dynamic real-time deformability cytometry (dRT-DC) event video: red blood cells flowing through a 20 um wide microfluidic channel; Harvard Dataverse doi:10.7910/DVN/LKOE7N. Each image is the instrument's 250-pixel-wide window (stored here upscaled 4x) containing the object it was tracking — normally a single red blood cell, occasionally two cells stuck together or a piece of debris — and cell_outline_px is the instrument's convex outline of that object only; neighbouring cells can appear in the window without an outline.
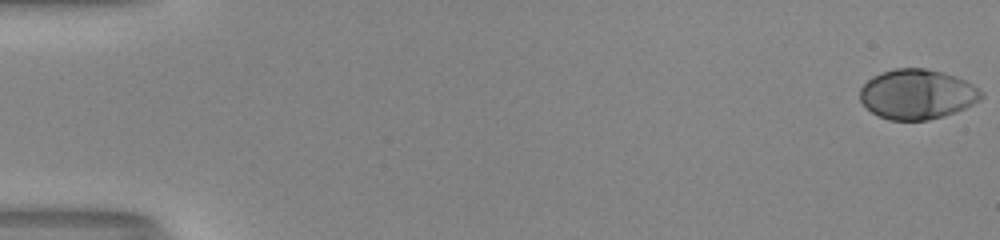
{"species": "human", "species_latin": "Homo sapiens", "temperature_condition": "room temperature", "stored_images_in_passage": 55, "camera_frame_rate_fps": 3000, "um_per_image_px": 0.085, "donor": {"sex": "male"}, "frame": {"image": 1, "passage_image": 1, "time_ms": 0.0, "image_size_px": [1000, 240], "cell_outline_px": [[984, 96], [980, 100], [964, 108], [928, 120], [888, 120], [872, 112], [860, 100], [860, 88], [872, 76], [880, 72], [896, 68], [924, 68], [944, 72], [956, 76], [972, 84], [984, 92]], "centroid_in_image_um": [77.95, 7.99], "position_along_channel_um": 7.0, "area_um2": 35.14}}
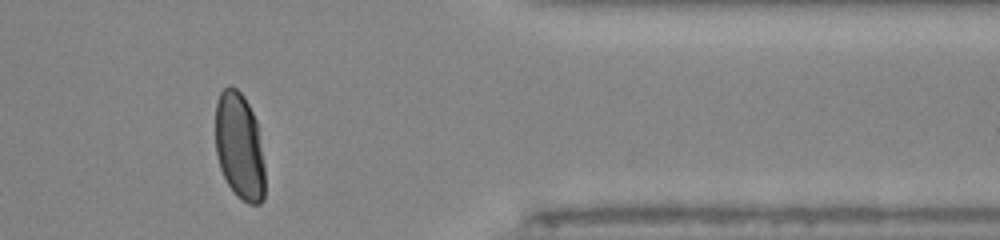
{"frame": {"image": 2, "passage_image": 46, "time_ms": 15.0, "image_size_px": [1000, 240], "cell_outline_px": [[264, 200], [260, 204], [248, 204], [236, 196], [228, 184], [220, 168], [216, 152], [216, 100], [220, 92], [228, 84], [232, 84], [244, 96], [256, 120], [264, 164]], "centroid_in_image_um": [20.35, 12.43], "position_along_channel_um": 391.1, "area_um2": 30.98}}
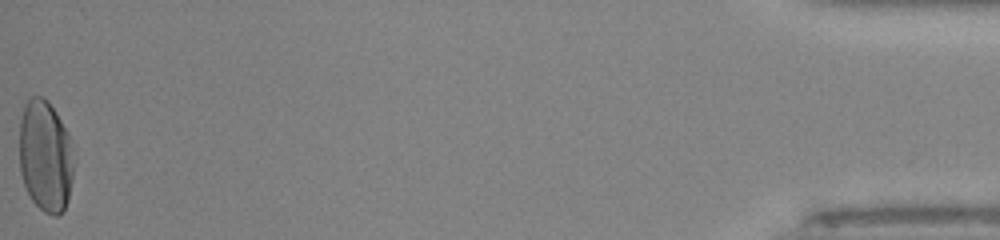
{"frame": {"image": 3, "passage_image": 55, "time_ms": 18.0, "image_size_px": [1000, 240], "cell_outline_px": [[72, 180], [68, 200], [64, 212], [56, 216], [52, 216], [44, 212], [32, 200], [24, 184], [20, 172], [20, 120], [24, 104], [32, 96], [40, 96], [48, 100], [56, 112], [68, 132], [72, 168]], "centroid_in_image_um": [3.84, 13.28], "position_along_channel_um": 431.4, "area_um2": 35.26}, "authors_computed_cell_mechanics": {"area_um2": 33.9864, "velocity_mm_per_s": 3.9408, "shape_relaxation_time_tau1_ms": 3.5211, "shape_relaxation_time_tau2_ms": null, "deformation_change_tau1": 0.2137, "deformation_change_tau2": null}}